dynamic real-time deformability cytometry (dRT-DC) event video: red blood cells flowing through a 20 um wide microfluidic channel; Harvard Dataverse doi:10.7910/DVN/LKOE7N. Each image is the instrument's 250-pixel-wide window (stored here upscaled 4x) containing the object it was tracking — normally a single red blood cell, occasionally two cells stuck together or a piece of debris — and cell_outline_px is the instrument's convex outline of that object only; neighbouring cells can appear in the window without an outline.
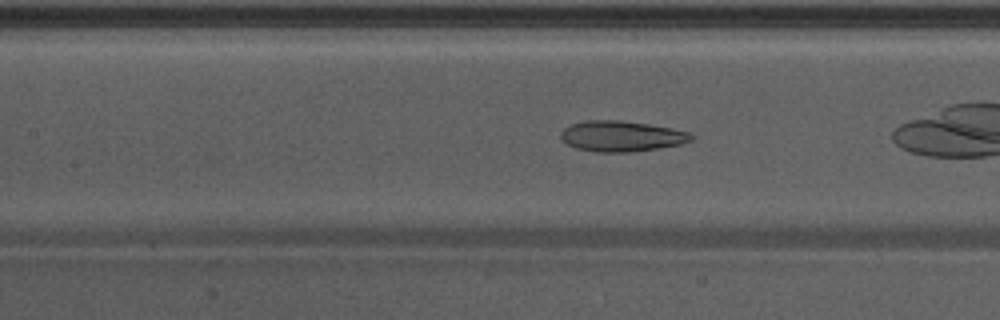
{"species": "Egyptian fruit bat (a non-hibernating species)", "species_latin": "Rousettus aegyptiacus", "temperature_condition": "warm", "stored_images_in_passage": 11, "camera_frame_rate_fps": 3000, "um_per_image_px": 0.085, "animal": {"sex": "male"}, "frame": {"image": 1, "passage_image": 8, "time_ms": 2.333, "image_size_px": [1000, 320], "cell_outline_px": [[696, 136], [692, 140], [680, 144], [660, 148], [628, 152], [596, 152], [576, 148], [568, 144], [560, 136], [560, 132], [564, 128], [572, 124], [584, 120], [620, 120], [648, 124], [672, 128], [688, 132]], "centroid_in_image_um": [52.83, 11.57], "position_along_channel_um": 154.6, "area_um2": 23.29}}